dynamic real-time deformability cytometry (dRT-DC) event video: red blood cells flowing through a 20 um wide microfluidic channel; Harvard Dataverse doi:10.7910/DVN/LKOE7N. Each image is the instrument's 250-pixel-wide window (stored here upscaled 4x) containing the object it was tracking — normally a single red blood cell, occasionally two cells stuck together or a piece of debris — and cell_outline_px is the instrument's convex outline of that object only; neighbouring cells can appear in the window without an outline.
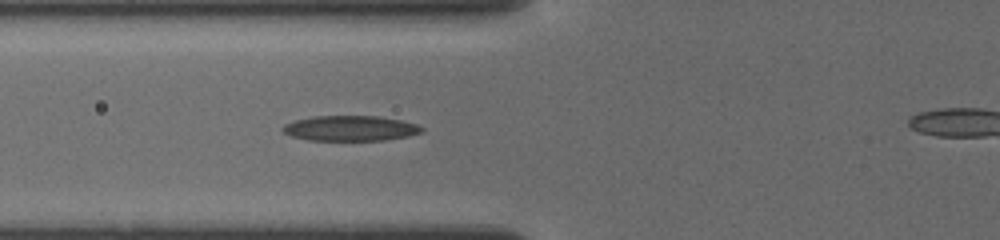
{"species": "common noctule bat (a hibernating species)", "species_latin": "Nyctalus noctula", "temperature_condition": "cold", "stored_images_in_passage": 28, "camera_frame_rate_fps": 3000, "um_per_image_px": 0.085, "animal": {"sex": "female", "body_mass_g": 19.5, "forearm_length_mm": 54.1}, "frame": {"image": 1, "passage_image": 22, "time_ms": 7.333, "image_size_px": [1000, 240], "cell_outline_px": [[424, 128], [420, 132], [408, 136], [384, 140], [308, 140], [292, 136], [284, 132], [280, 128], [284, 124], [296, 120], [312, 116], [380, 116], [400, 120], [416, 124]], "centroid_in_image_um": [29.75, 10.9], "position_along_channel_um": 96.0, "area_um2": 20.35}}
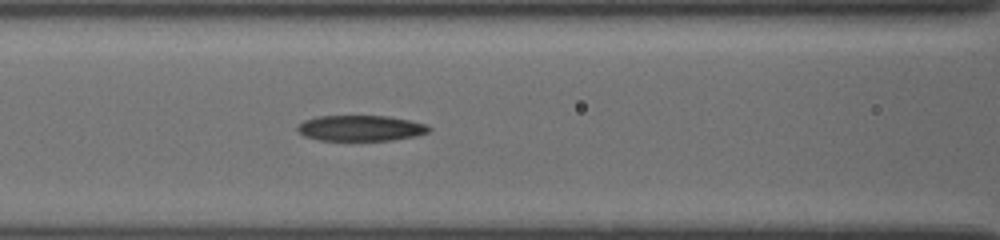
{"frame": {"image": 2, "passage_image": 27, "time_ms": 8.333, "image_size_px": [1000, 240], "cell_outline_px": [[432, 128], [428, 132], [416, 136], [392, 140], [316, 140], [304, 136], [296, 128], [304, 120], [316, 116], [388, 116], [408, 120], [424, 124]], "centroid_in_image_um": [30.64, 10.89], "position_along_channel_um": 136.0, "area_um2": 19.59}}